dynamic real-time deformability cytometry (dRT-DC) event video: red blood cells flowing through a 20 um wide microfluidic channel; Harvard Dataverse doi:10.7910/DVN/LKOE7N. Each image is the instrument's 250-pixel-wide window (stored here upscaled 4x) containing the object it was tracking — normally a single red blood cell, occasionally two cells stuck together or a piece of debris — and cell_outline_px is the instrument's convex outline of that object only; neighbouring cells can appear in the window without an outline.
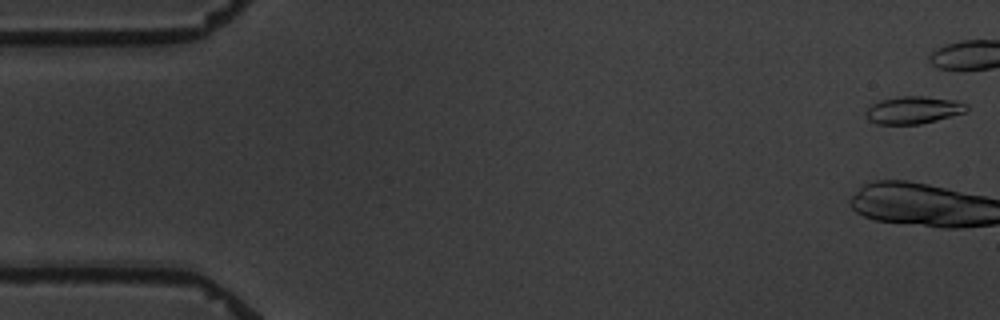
{"species": "common noctule bat (a hibernating species)", "species_latin": "Nyctalus noctula", "temperature_condition": "warm", "stored_images_in_passage": 8, "camera_frame_rate_fps": 3000, "um_per_image_px": 0.085, "animal": {"sex": "male", "body_mass_g": 19.5, "forearm_length_mm": 54.6}, "frame": {"image": 1, "passage_image": 1, "time_ms": 0.0, "image_size_px": [1000, 320], "cell_outline_px": [[968, 108], [964, 112], [936, 120], [920, 124], [876, 124], [868, 120], [864, 112], [872, 104], [880, 100], [900, 96], [924, 96], [956, 100], [968, 104]], "centroid_in_image_um": [77.61, 9.35], "position_along_channel_um": 7.4, "area_um2": 16.13}}